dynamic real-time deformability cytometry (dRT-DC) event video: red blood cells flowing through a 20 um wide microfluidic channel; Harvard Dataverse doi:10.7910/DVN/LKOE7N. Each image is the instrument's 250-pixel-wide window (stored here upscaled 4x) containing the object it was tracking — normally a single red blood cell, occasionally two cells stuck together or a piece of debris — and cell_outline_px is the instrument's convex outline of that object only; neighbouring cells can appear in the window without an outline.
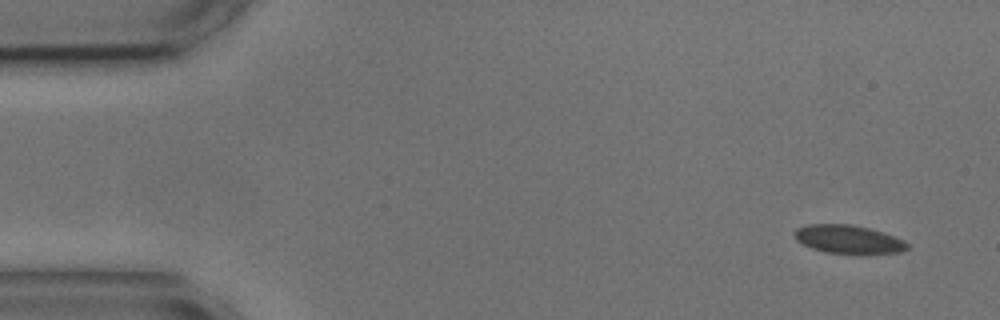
{"species": "common noctule bat (a hibernating species)", "species_latin": "Nyctalus noctula", "temperature_condition": "cold", "stored_images_in_passage": 4, "segment_of_instrument_passage": [2, 2], "camera_frame_rate_fps": 3000, "um_per_image_px": 0.085, "animal": {"sex": "male", "body_mass_g": 17.9, "forearm_length_mm": 54.2}, "frame": {"image": 1, "passage_image": 4, "time_ms": 5.0, "image_size_px": [1000, 320], "cell_outline_px": [[908, 248], [900, 252], [860, 256], [856, 256], [824, 252], [812, 248], [796, 240], [792, 232], [796, 228], [808, 224], [848, 224], [868, 228], [904, 240], [908, 244]], "centroid_in_image_um": [72.09, 20.38], "position_along_channel_um": 12.9, "area_um2": 19.19}}